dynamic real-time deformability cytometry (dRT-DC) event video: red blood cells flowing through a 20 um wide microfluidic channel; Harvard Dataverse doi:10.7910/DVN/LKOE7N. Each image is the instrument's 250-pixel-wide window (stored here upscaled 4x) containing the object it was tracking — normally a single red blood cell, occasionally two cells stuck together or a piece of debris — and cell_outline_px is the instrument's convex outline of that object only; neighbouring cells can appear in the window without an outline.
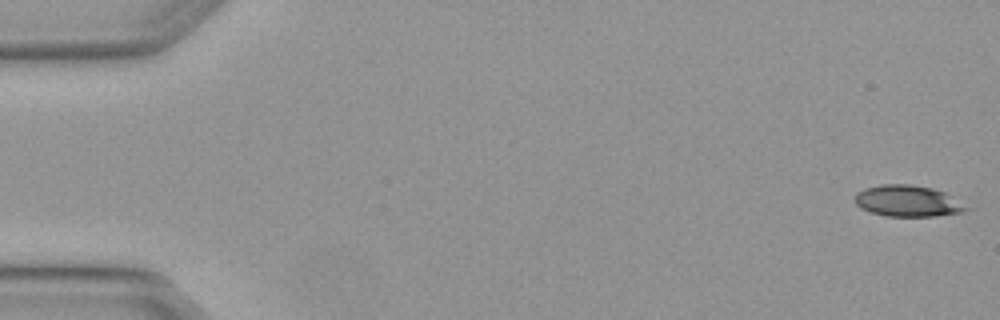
{"species": "Egyptian fruit bat (a non-hibernating species)", "species_latin": "Rousettus aegyptiacus", "temperature_condition": "warm", "stored_images_in_passage": 4, "camera_frame_rate_fps": 3000, "um_per_image_px": 0.085, "animal": {"sex": "female"}, "frame": {"image": 1, "passage_image": 1, "time_ms": 0.0, "image_size_px": [1000, 320], "cell_outline_px": [[972, 208], [964, 212], [936, 216], [884, 216], [860, 208], [856, 204], [856, 192], [864, 188], [880, 184], [908, 184], [932, 188], [944, 192]], "centroid_in_image_um": [77.17, 17.09], "position_along_channel_um": 7.8, "area_um2": 20.4}}
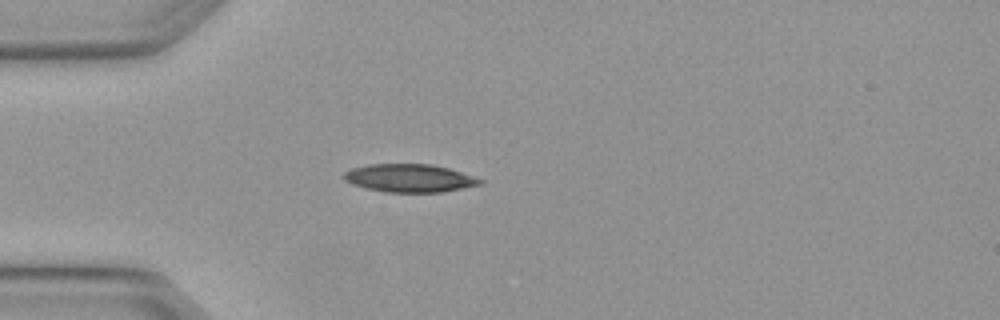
{"frame": {"image": 2, "passage_image": 4, "time_ms": 1.0, "image_size_px": [1000, 320], "cell_outline_px": [[484, 184], [444, 192], [384, 192], [352, 184], [344, 180], [344, 172], [352, 168], [368, 164], [432, 164], [448, 168], [484, 180]], "centroid_in_image_um": [34.83, 15.14], "position_along_channel_um": 50.2, "area_um2": 22.25}}